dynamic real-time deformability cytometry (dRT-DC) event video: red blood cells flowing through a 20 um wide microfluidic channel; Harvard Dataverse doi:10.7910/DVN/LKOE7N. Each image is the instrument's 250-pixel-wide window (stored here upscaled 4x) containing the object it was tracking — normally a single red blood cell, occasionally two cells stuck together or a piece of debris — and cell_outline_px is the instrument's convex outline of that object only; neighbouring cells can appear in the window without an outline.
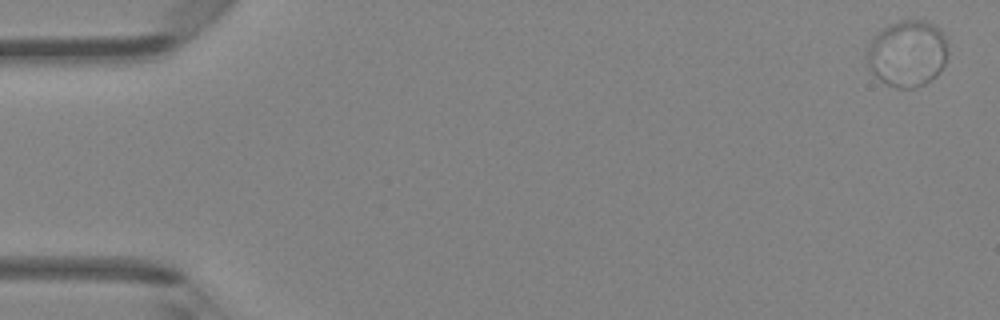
{"species": "Egyptian fruit bat (a non-hibernating species)", "species_latin": "Rousettus aegyptiacus", "temperature_condition": "room temperature", "stored_images_in_passage": 4, "camera_frame_rate_fps": 3000, "um_per_image_px": 0.085, "animal": {"sex": "female"}, "frame": {"image": 1, "passage_image": 1, "time_ms": 0.0, "image_size_px": [1000, 320], "cell_outline_px": [[948, 52], [944, 64], [940, 72], [936, 76], [924, 84], [916, 88], [896, 88], [880, 80], [868, 68], [864, 56], [868, 44], [872, 36], [880, 28], [888, 24], [900, 20], [924, 20], [940, 28], [948, 40]], "centroid_in_image_um": [77.1, 4.52], "position_along_channel_um": 7.9, "area_um2": 32.25}}